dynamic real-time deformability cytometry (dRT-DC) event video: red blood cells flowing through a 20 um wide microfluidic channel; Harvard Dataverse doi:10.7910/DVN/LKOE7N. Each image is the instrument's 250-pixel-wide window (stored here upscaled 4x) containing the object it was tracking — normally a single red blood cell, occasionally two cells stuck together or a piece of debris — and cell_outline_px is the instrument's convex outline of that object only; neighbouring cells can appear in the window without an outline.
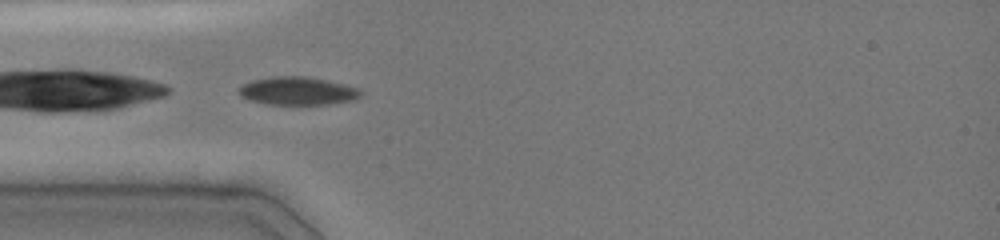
{"species": "common noctule bat (a hibernating species)", "species_latin": "Nyctalus noctula", "temperature_condition": "cold", "stored_images_in_passage": 28, "camera_frame_rate_fps": 3000, "um_per_image_px": 0.085, "animal": {"sex": "female", "body_mass_g": 19.0, "forearm_length_mm": 51.5}, "frame": {"image": 1, "passage_image": 1, "time_ms": 0.0, "image_size_px": [1000, 240], "cell_outline_px": [[364, 92], [356, 100], [328, 104], [268, 104], [252, 100], [240, 96], [236, 88], [252, 80], [272, 76], [308, 76], [328, 80], [360, 88]], "centroid_in_image_um": [25.33, 7.72], "position_along_channel_um": 59.7, "area_um2": 20.17}}
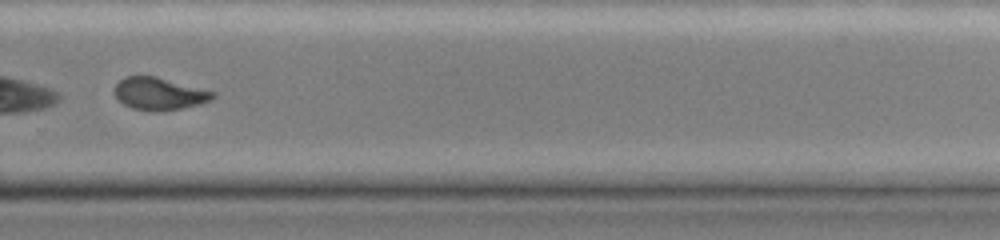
{"frame": {"image": 2, "passage_image": 20, "time_ms": 6.333, "image_size_px": [1000, 240], "cell_outline_px": [[216, 96], [212, 100], [200, 104], [180, 108], [132, 108], [124, 104], [116, 96], [116, 84], [120, 80], [128, 76], [156, 76], [216, 92]], "centroid_in_image_um": [13.59, 7.91], "position_along_channel_um": 316.2, "area_um2": 17.69}, "authors_computed_cell_mechanics": {"area_um2": 20.1722, "velocity_mm_per_s": 4.068, "shape_relaxation_time_tau1_ms": null, "shape_relaxation_time_tau2_ms": 3.1221, "deformation_change_tau1": null, "deformation_change_tau2": 0.0479}}